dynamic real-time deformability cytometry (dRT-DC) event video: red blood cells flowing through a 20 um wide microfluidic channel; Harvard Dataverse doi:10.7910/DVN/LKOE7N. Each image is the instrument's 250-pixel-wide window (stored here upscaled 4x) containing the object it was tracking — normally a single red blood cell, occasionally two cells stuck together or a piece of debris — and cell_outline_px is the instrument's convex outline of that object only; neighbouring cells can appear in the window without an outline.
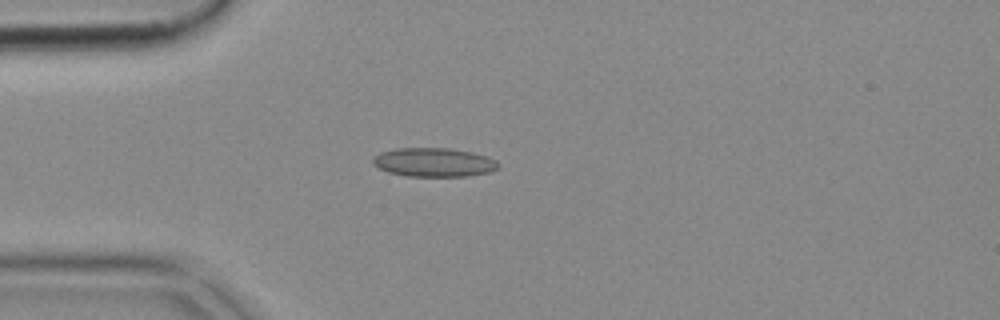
{"species": "common noctule bat (a hibernating species)", "species_latin": "Nyctalus noctula", "temperature_condition": "cold", "stored_images_in_passage": 40, "camera_frame_rate_fps": 3000, "um_per_image_px": 0.085, "animal": {"sex": "female", "body_mass_g": 18.4}, "frame": {"image": 1, "passage_image": 2, "time_ms": 0.333, "image_size_px": [1000, 320], "cell_outline_px": [[500, 164], [492, 172], [464, 176], [408, 176], [388, 172], [372, 164], [372, 160], [380, 152], [396, 148], [448, 148], [472, 152], [488, 156], [496, 160]], "centroid_in_image_um": [36.9, 13.79], "position_along_channel_um": 48.1, "area_um2": 21.1}}
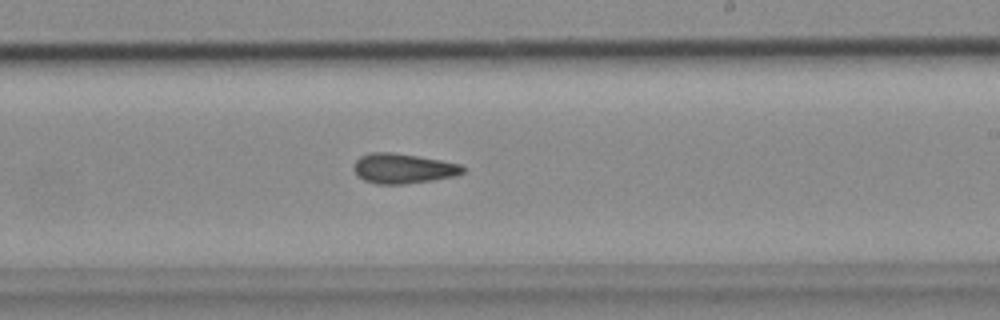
{"frame": {"image": 2, "passage_image": 19, "time_ms": 6.0, "image_size_px": [1000, 320], "cell_outline_px": [[464, 172], [456, 176], [432, 180], [404, 184], [376, 184], [364, 180], [352, 168], [356, 160], [360, 156], [372, 152], [392, 152], [440, 160], [460, 164], [464, 168]], "centroid_in_image_um": [34.26, 14.32], "position_along_channel_um": 254.7, "area_um2": 18.9}}
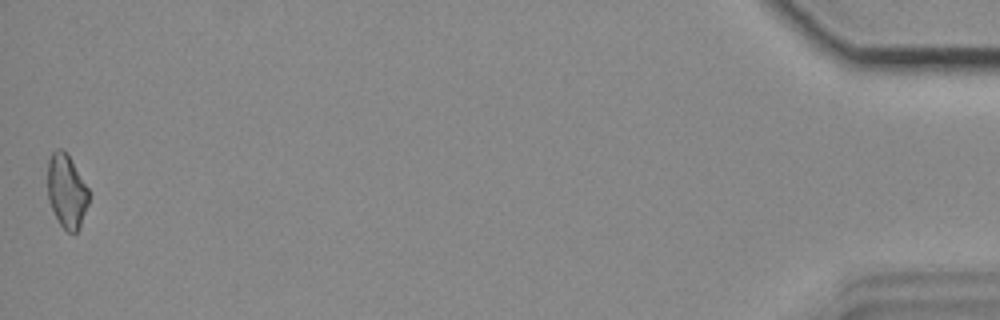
{"frame": {"image": 3, "passage_image": 40, "time_ms": 13.0, "image_size_px": [1000, 320], "cell_outline_px": [[88, 204], [80, 228], [76, 232], [68, 232], [60, 224], [48, 200], [48, 160], [52, 152], [56, 148], [64, 148], [72, 160], [88, 188]], "centroid_in_image_um": [5.66, 16.21], "position_along_channel_um": 429.5, "area_um2": 17.69}}